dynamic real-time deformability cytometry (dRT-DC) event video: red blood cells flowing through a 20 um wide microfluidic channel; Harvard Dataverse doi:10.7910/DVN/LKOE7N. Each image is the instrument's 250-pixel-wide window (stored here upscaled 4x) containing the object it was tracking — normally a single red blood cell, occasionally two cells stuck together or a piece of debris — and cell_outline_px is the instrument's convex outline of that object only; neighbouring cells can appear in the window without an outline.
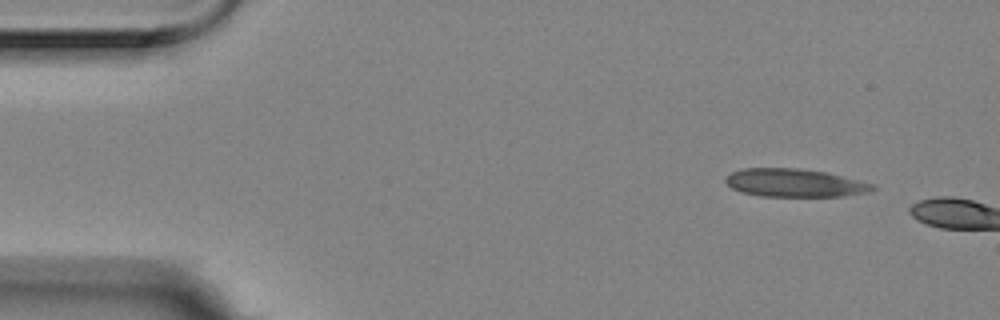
{"species": "Egyptian fruit bat (a non-hibernating species)", "species_latin": "Rousettus aegyptiacus", "temperature_condition": "room temperature", "stored_images_in_passage": 6, "segment_of_instrument_passage": [2, 2], "camera_frame_rate_fps": 3000, "um_per_image_px": 0.085, "animal": {"sex": "female"}, "frame": {"image": 1, "passage_image": 6, "time_ms": 1.667, "image_size_px": [1000, 320], "cell_outline_px": [[876, 188], [872, 192], [844, 196], [760, 196], [740, 192], [732, 188], [724, 180], [724, 176], [732, 172], [744, 168], [796, 168], [828, 172], [876, 184]], "centroid_in_image_um": [67.59, 15.54], "position_along_channel_um": 17.4, "area_um2": 24.39}}